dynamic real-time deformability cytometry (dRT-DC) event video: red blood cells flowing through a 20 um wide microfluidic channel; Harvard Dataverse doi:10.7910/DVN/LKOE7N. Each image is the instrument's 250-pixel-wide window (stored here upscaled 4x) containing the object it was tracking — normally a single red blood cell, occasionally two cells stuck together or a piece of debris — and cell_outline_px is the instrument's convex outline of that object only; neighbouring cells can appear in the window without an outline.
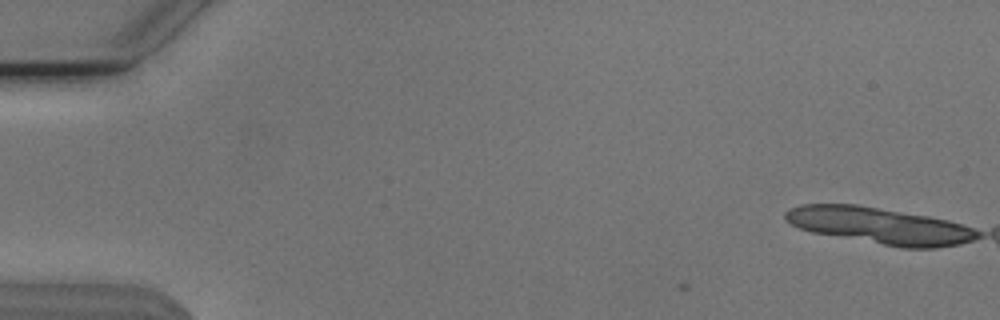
{"species": "Egyptian fruit bat (a non-hibernating species)", "species_latin": "Rousettus aegyptiacus", "temperature_condition": "cold", "stored_images_in_passage": 3, "camera_frame_rate_fps": 3000, "um_per_image_px": 0.085, "animal": {"sex": "male"}, "frame": {"image": 1, "passage_image": 1, "time_ms": 0.0, "image_size_px": [1000, 320], "cell_outline_px": [[976, 236], [964, 240], [948, 244], [892, 244], [824, 232], [808, 228], [900, 216], [908, 216], [936, 220], [952, 224], [964, 228], [972, 232]], "centroid_in_image_um": [76.62, 19.63], "position_along_channel_um": 8.4, "area_um2": 21.39}}